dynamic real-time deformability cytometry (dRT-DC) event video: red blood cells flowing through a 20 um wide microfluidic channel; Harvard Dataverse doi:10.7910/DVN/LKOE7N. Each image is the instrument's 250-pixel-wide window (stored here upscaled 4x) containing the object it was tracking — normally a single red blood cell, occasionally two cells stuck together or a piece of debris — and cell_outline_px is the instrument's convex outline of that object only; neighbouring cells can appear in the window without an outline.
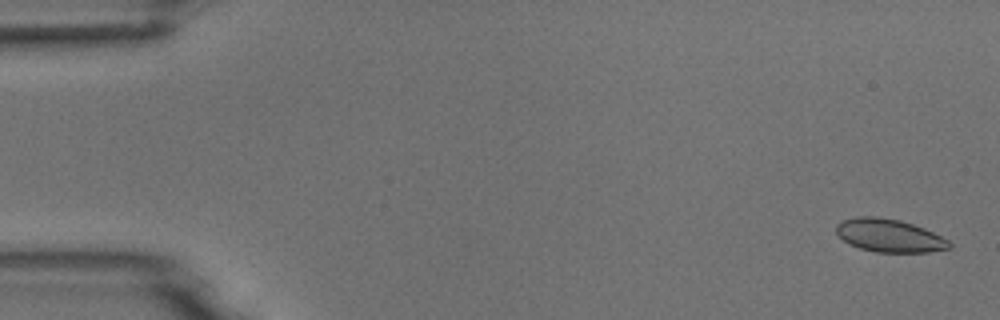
{"species": "common noctule bat (a hibernating species)", "species_latin": "Nyctalus noctula", "temperature_condition": "room temperature", "stored_images_in_passage": 4, "camera_frame_rate_fps": 3000, "um_per_image_px": 0.085, "animal": {"sex": "male", "body_mass_g": 18.8}, "frame": {"image": 1, "passage_image": 1, "time_ms": 0.0, "image_size_px": [1000, 320], "cell_outline_px": [[952, 248], [928, 252], [876, 252], [860, 248], [848, 244], [836, 232], [836, 224], [840, 220], [856, 216], [876, 216], [900, 220], [924, 228], [948, 240], [952, 244]], "centroid_in_image_um": [75.57, 20.01], "position_along_channel_um": 9.4, "area_um2": 21.85}}
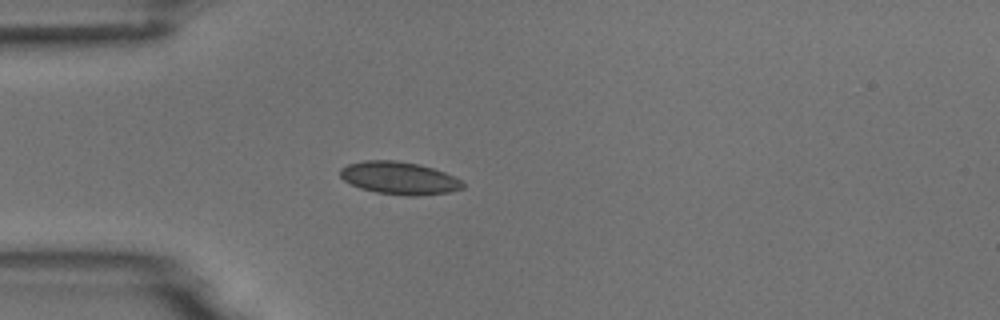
{"frame": {"image": 2, "passage_image": 4, "time_ms": 4.333, "image_size_px": [1000, 320], "cell_outline_px": [[464, 188], [452, 192], [416, 196], [408, 196], [376, 192], [360, 188], [344, 180], [340, 176], [340, 168], [348, 164], [364, 160], [396, 160], [420, 164], [444, 172], [460, 180], [464, 184]], "centroid_in_image_um": [33.94, 15.13], "position_along_channel_um": 51.1, "area_um2": 23.35}}